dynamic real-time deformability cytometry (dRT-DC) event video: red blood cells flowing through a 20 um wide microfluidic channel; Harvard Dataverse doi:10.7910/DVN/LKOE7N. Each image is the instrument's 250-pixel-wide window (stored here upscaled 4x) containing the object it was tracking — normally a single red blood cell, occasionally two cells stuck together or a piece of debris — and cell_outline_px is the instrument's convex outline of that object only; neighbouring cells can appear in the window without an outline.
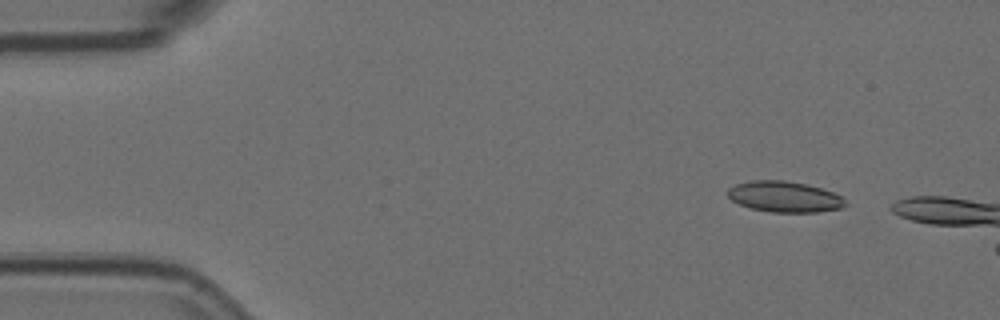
{"species": "Egyptian fruit bat (a non-hibernating species)", "species_latin": "Rousettus aegyptiacus", "temperature_condition": "room temperature", "stored_images_in_passage": 4, "camera_frame_rate_fps": 3000, "um_per_image_px": 0.085, "animal": {"sex": "female"}, "frame": {"image": 1, "passage_image": 1, "time_ms": 0.0, "image_size_px": [1000, 320], "cell_outline_px": [[848, 204], [840, 208], [816, 212], [772, 212], [752, 208], [740, 204], [732, 200], [728, 196], [728, 188], [736, 184], [752, 180], [784, 180], [808, 184], [832, 192], [840, 196]], "centroid_in_image_um": [66.67, 16.71], "position_along_channel_um": 18.3, "area_um2": 20.98}}